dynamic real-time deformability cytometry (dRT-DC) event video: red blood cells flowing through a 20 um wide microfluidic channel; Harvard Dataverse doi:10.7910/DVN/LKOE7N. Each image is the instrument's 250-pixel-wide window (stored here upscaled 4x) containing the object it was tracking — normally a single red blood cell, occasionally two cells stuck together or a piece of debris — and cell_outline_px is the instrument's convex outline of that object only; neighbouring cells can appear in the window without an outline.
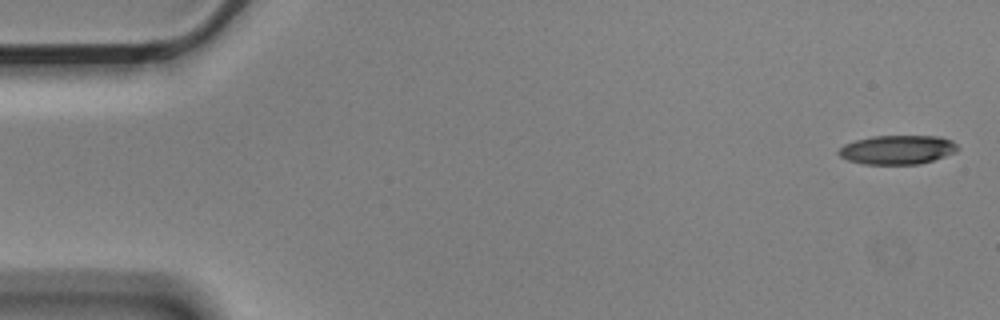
{"species": "Egyptian fruit bat (a non-hibernating species)", "species_latin": "Rousettus aegyptiacus", "temperature_condition": "cold", "stored_images_in_passage": 4, "camera_frame_rate_fps": 3000, "um_per_image_px": 0.085, "animal": {"sex": "male"}, "frame": {"image": 1, "passage_image": 1, "time_ms": 0.0, "image_size_px": [1000, 320], "cell_outline_px": [[956, 152], [932, 160], [916, 164], [864, 164], [848, 160], [840, 156], [836, 152], [844, 144], [856, 140], [872, 136], [940, 136], [952, 140], [956, 144]], "centroid_in_image_um": [76.25, 12.72], "position_along_channel_um": 8.8, "area_um2": 20.0}}
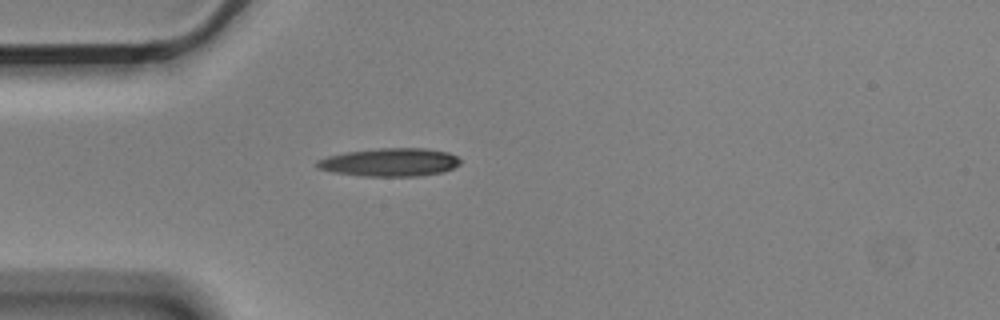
{"frame": {"image": 2, "passage_image": 4, "time_ms": 1.0, "image_size_px": [1000, 320], "cell_outline_px": [[460, 164], [444, 172], [420, 176], [364, 176], [332, 172], [316, 168], [316, 160], [328, 156], [344, 152], [380, 148], [424, 148], [448, 152], [456, 156], [460, 160]], "centroid_in_image_um": [33.12, 13.79], "position_along_channel_um": 51.9, "area_um2": 23.64}}